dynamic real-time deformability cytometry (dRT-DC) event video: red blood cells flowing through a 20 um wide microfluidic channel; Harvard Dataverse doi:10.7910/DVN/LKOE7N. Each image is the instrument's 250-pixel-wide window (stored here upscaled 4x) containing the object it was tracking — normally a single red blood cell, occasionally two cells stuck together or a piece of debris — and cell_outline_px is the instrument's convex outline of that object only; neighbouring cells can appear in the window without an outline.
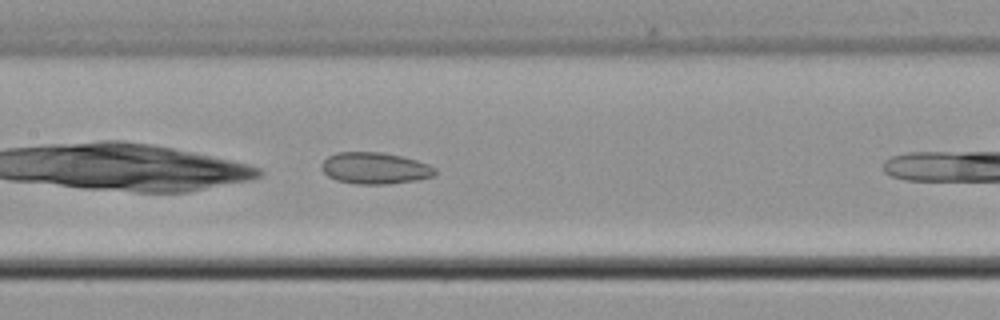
{"species": "common noctule bat (a hibernating species)", "species_latin": "Nyctalus noctula", "temperature_condition": "cold", "stored_images_in_passage": 6, "camera_frame_rate_fps": 3000, "um_per_image_px": 0.085, "animal": {"sex": "male", "body_mass_g": 21.5, "forearm_length_mm": 52.0}, "frame": {"image": 1, "passage_image": 5, "time_ms": 5.667, "image_size_px": [1000, 320], "cell_outline_px": [[436, 172], [432, 176], [416, 180], [384, 184], [360, 184], [336, 180], [328, 176], [320, 168], [320, 164], [328, 156], [336, 152], [380, 152], [400, 156], [416, 160], [428, 164], [436, 168]], "centroid_in_image_um": [31.83, 14.29], "position_along_channel_um": 175.6, "area_um2": 20.75}}